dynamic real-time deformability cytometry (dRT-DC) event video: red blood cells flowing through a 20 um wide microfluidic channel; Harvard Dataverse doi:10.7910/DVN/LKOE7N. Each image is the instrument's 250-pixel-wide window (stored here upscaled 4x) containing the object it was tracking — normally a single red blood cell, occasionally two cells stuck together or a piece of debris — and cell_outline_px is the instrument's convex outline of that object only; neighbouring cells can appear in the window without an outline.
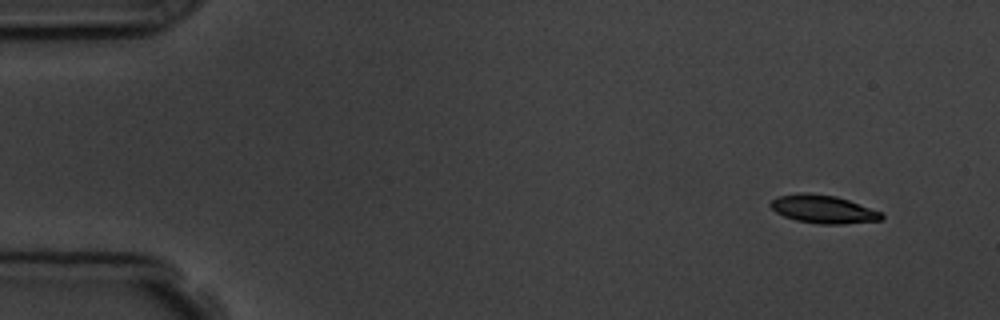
{"species": "common noctule bat (a hibernating species)", "species_latin": "Nyctalus noctula", "temperature_condition": "room temperature", "stored_images_in_passage": 7, "camera_frame_rate_fps": 3000, "um_per_image_px": 0.085, "animal": {"sex": "male", "body_mass_g": 19.5, "forearm_length_mm": 54.6}, "frame": {"image": 1, "passage_image": 1, "time_ms": 0.0, "image_size_px": [1000, 320], "cell_outline_px": [[884, 216], [880, 220], [844, 224], [820, 224], [796, 220], [784, 216], [776, 212], [768, 204], [776, 196], [800, 192], [808, 192], [836, 196], [848, 200], [880, 212]], "centroid_in_image_um": [69.91, 17.77], "position_along_channel_um": 15.1, "area_um2": 18.15}}
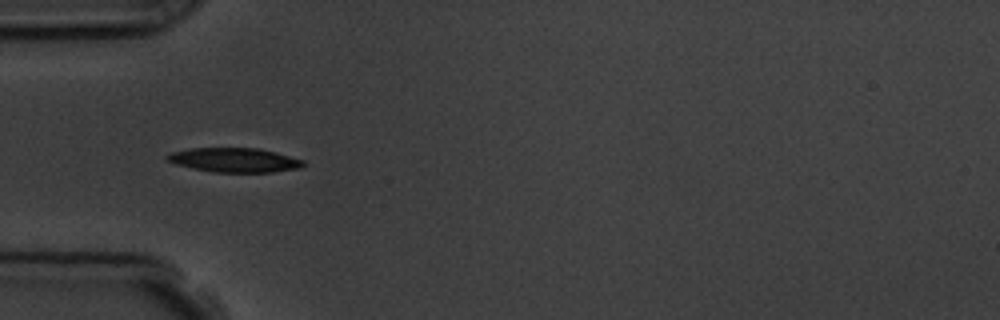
{"frame": {"image": 2, "passage_image": 4, "time_ms": 4.333, "image_size_px": [1000, 320], "cell_outline_px": [[304, 164], [300, 168], [272, 172], [212, 172], [192, 168], [176, 164], [168, 160], [164, 156], [172, 152], [188, 148], [260, 148], [276, 152], [304, 160]], "centroid_in_image_um": [19.92, 13.6], "position_along_channel_um": 65.1, "area_um2": 19.31}}